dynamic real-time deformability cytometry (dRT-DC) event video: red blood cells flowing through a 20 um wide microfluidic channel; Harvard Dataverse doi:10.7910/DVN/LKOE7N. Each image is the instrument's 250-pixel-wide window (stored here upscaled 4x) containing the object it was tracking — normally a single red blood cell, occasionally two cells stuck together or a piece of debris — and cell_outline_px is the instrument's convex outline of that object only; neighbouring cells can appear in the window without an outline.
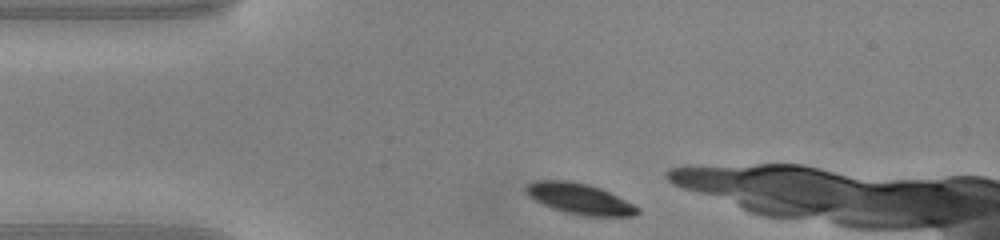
{"species": "common noctule bat (a hibernating species)", "species_latin": "Nyctalus noctula", "temperature_condition": "warm", "stored_images_in_passage": 41, "camera_frame_rate_fps": 3000, "um_per_image_px": 0.085, "animal": {"sex": "male", "body_mass_g": 20.0, "forearm_length_mm": 53.3}, "frame": {"image": 1, "passage_image": 1, "time_ms": 0.0, "image_size_px": [1000, 240], "cell_outline_px": [[640, 212], [632, 216], [588, 216], [568, 212], [552, 208], [536, 200], [524, 188], [528, 184], [536, 180], [564, 180], [588, 184], [600, 188], [640, 208]], "centroid_in_image_um": [49.29, 16.89], "position_along_channel_um": 35.7, "area_um2": 19.42}}
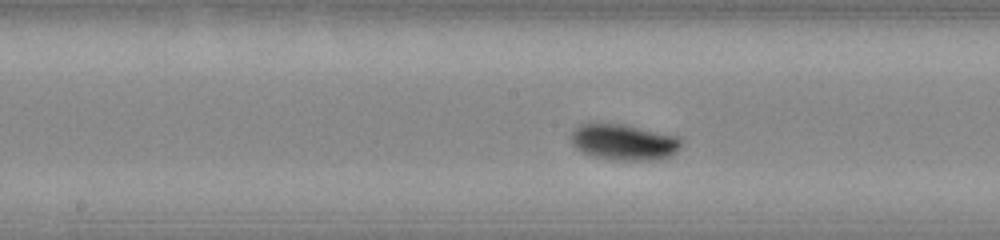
{"frame": {"image": 2, "passage_image": 15, "time_ms": 4.667, "image_size_px": [1000, 240], "cell_outline_px": [[680, 144], [676, 152], [668, 156], [656, 160], [608, 160], [592, 156], [576, 148], [572, 144], [568, 136], [580, 124], [592, 120], [624, 124], [680, 136]], "centroid_in_image_um": [52.95, 12.04], "position_along_channel_um": 195.3, "area_um2": 23.81}}
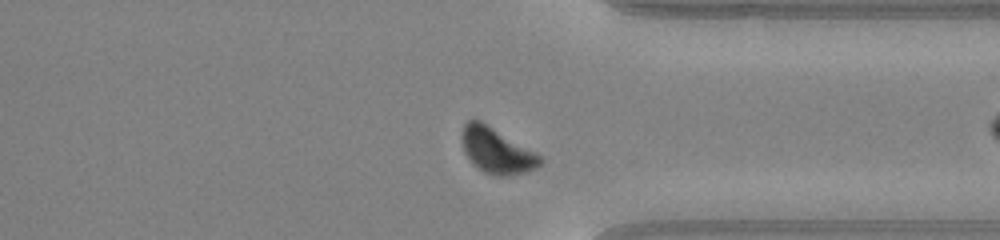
{"frame": {"image": 3, "passage_image": 28, "time_ms": 9.0, "image_size_px": [1000, 240], "cell_outline_px": [[544, 160], [536, 168], [524, 172], [504, 176], [496, 176], [484, 172], [476, 168], [468, 160], [464, 152], [464, 124], [468, 120], [480, 120], [544, 156]], "centroid_in_image_um": [42.26, 12.83], "position_along_channel_um": 369.1, "area_um2": 20.69}, "authors_computed_cell_mechanics": {"area_um2": 20.808, "velocity_mm_per_s": 4.0795, "shape_relaxation_time_tau1_ms": 1.6336, "shape_relaxation_time_tau2_ms": null, "deformation_change_tau1": 0.138, "deformation_change_tau2": null}}